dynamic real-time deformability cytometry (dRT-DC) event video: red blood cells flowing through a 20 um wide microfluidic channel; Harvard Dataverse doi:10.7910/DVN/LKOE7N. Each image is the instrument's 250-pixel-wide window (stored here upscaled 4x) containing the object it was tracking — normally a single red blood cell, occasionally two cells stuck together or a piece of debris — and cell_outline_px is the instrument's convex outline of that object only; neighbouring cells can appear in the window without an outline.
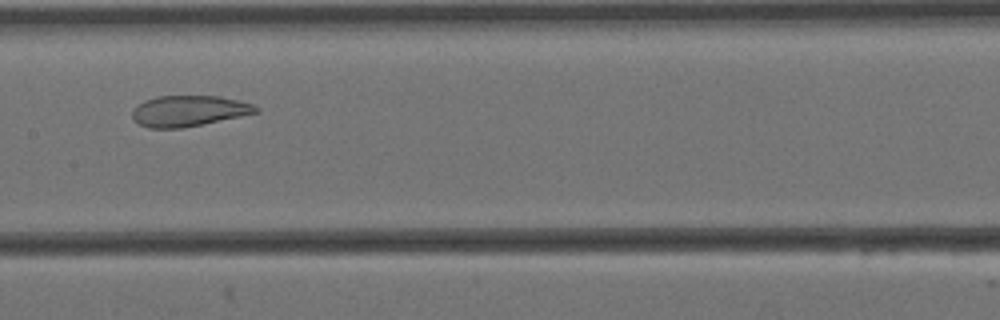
{"species": "Egyptian fruit bat (a non-hibernating species)", "species_latin": "Rousettus aegyptiacus", "temperature_condition": "cold", "stored_images_in_passage": 7, "camera_frame_rate_fps": 3000, "um_per_image_px": 0.085, "animal": {"sex": "female"}, "frame": {"image": 1, "passage_image": 4, "time_ms": 1.0, "image_size_px": [1000, 320], "cell_outline_px": [[260, 112], [180, 128], [148, 128], [132, 120], [132, 108], [136, 104], [144, 100], [156, 96], [220, 96], [252, 104], [260, 108]], "centroid_in_image_um": [15.98, 9.42], "position_along_channel_um": 191.4, "area_um2": 22.2}}
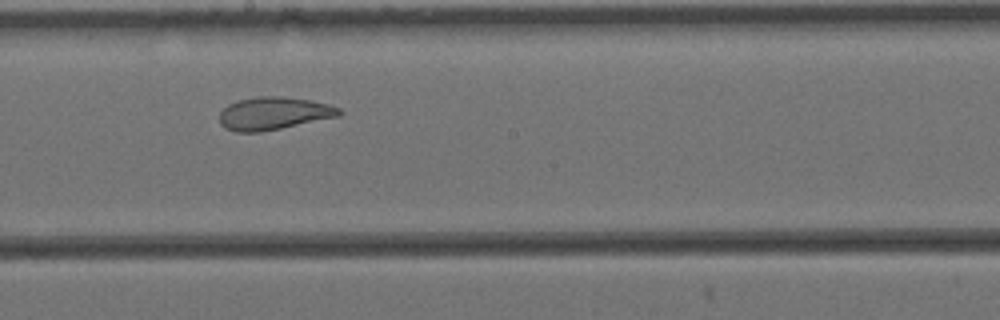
{"frame": {"image": 2, "passage_image": 5, "time_ms": 1.333, "image_size_px": [1000, 320], "cell_outline_px": [[344, 112], [340, 116], [260, 132], [236, 132], [224, 128], [220, 124], [220, 112], [228, 104], [240, 100], [256, 96], [280, 96], [312, 100], [328, 104], [340, 108]], "centroid_in_image_um": [23.27, 9.63], "position_along_channel_um": 224.9, "area_um2": 22.89}}
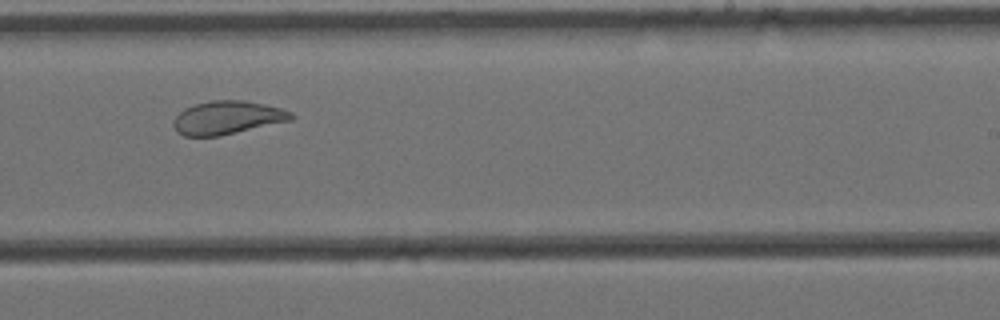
{"frame": {"image": 3, "passage_image": 6, "time_ms": 1.667, "image_size_px": [1000, 320], "cell_outline_px": [[296, 116], [292, 120], [220, 136], [184, 136], [176, 132], [172, 124], [172, 120], [184, 108], [196, 104], [212, 100], [240, 100], [264, 104], [280, 108], [292, 112]], "centroid_in_image_um": [19.31, 10.01], "position_along_channel_um": 269.7, "area_um2": 22.95}}